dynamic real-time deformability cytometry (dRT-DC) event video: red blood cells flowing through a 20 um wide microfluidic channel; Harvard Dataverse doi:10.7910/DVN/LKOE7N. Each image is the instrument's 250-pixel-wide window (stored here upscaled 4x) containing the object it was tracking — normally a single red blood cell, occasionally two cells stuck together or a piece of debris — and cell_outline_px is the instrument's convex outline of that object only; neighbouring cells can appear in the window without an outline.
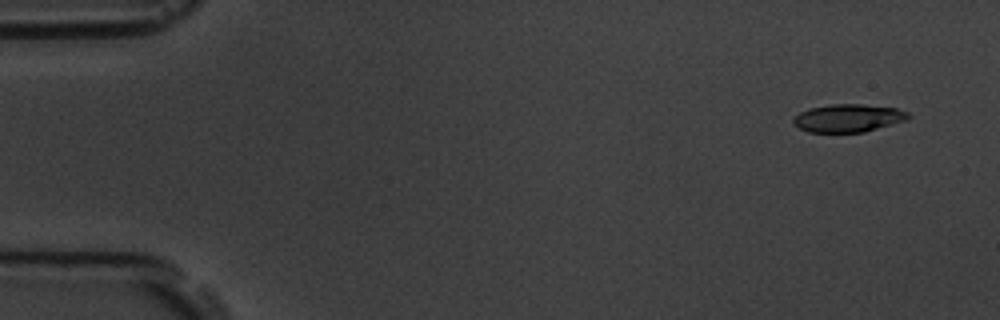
{"species": "common noctule bat (a hibernating species)", "species_latin": "Nyctalus noctula", "temperature_condition": "room temperature", "stored_images_in_passage": 4, "camera_frame_rate_fps": 3000, "um_per_image_px": 0.085, "animal": {"sex": "male", "body_mass_g": 19.5, "forearm_length_mm": 54.6}, "frame": {"image": 1, "passage_image": 1, "time_ms": 0.0, "image_size_px": [1000, 320], "cell_outline_px": [[912, 116], [908, 120], [864, 132], [808, 132], [792, 124], [792, 120], [800, 112], [808, 108], [832, 104], [860, 104], [896, 108], [908, 112]], "centroid_in_image_um": [72.11, 10.04], "position_along_channel_um": 12.9, "area_um2": 18.79}}
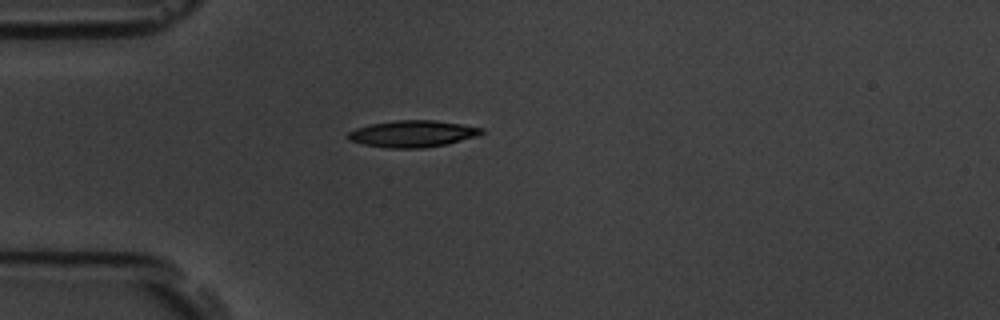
{"frame": {"image": 2, "passage_image": 4, "time_ms": 4.0, "image_size_px": [1000, 320], "cell_outline_px": [[484, 132], [480, 136], [448, 144], [424, 148], [388, 148], [364, 144], [348, 140], [344, 136], [348, 132], [356, 128], [368, 124], [396, 120], [432, 120], [460, 124], [484, 128]], "centroid_in_image_um": [35.07, 11.37], "position_along_channel_um": 49.9, "area_um2": 21.04}}